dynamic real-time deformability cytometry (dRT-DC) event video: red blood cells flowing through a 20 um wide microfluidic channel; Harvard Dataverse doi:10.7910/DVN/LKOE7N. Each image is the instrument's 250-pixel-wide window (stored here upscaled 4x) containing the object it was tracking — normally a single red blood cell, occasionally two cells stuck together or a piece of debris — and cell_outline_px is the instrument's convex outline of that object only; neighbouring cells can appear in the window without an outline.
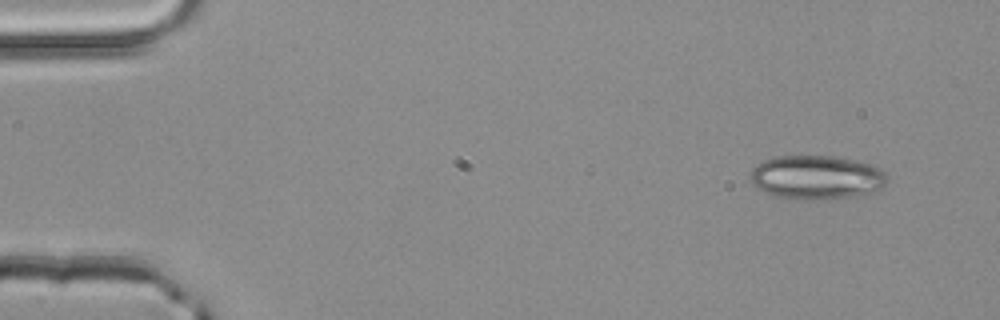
{"species": "common noctule bat (a hibernating species)", "species_latin": "Nyctalus noctula", "temperature_condition": "room temperature", "stored_images_in_passage": 3, "camera_frame_rate_fps": 3000, "um_per_image_px": 0.085, "animal": {"sex": "male", "body_mass_g": 20.4}, "frame": {"image": 1, "passage_image": 1, "time_ms": 0.0, "image_size_px": [1000, 320], "cell_outline_px": [[888, 180], [880, 188], [872, 192], [852, 196], [816, 200], [796, 200], [776, 196], [764, 192], [756, 188], [752, 184], [748, 176], [752, 168], [756, 164], [764, 160], [780, 156], [836, 156], [868, 164], [880, 168], [888, 176]], "centroid_in_image_um": [69.35, 15.08], "position_along_channel_um": 15.7, "area_um2": 35.2}}